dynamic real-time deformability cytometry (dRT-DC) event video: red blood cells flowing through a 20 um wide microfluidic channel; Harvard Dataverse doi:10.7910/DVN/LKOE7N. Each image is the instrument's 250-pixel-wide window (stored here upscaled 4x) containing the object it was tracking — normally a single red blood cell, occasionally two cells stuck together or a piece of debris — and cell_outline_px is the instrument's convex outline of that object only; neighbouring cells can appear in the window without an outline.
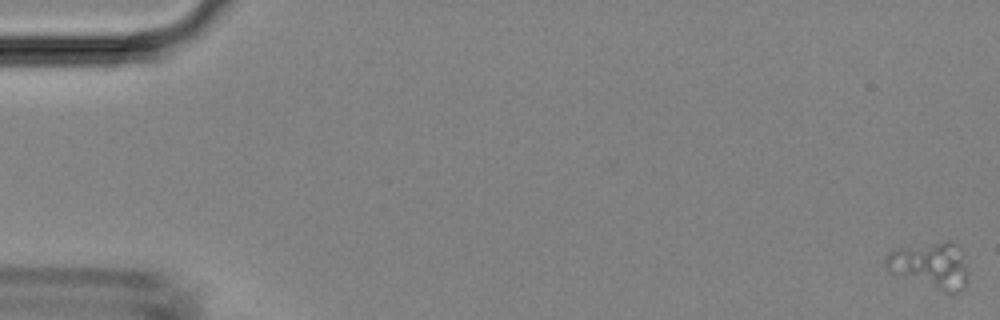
{"species": "Egyptian fruit bat (a non-hibernating species)", "species_latin": "Rousettus aegyptiacus", "temperature_condition": "room temperature", "stored_images_in_passage": 48, "camera_frame_rate_fps": 3000, "um_per_image_px": 0.085, "animal": {"sex": "female"}, "frame": {"image": 1, "passage_image": 1, "time_ms": 0.0, "image_size_px": [1000, 320], "cell_outline_px": [[968, 276], [964, 288], [956, 292], [944, 292], [888, 272], [884, 264], [884, 260], [888, 252], [900, 248], [944, 240], [956, 244], [960, 248], [968, 272]], "centroid_in_image_um": [79.08, 22.55], "position_along_channel_um": 5.9, "area_um2": 22.31}}
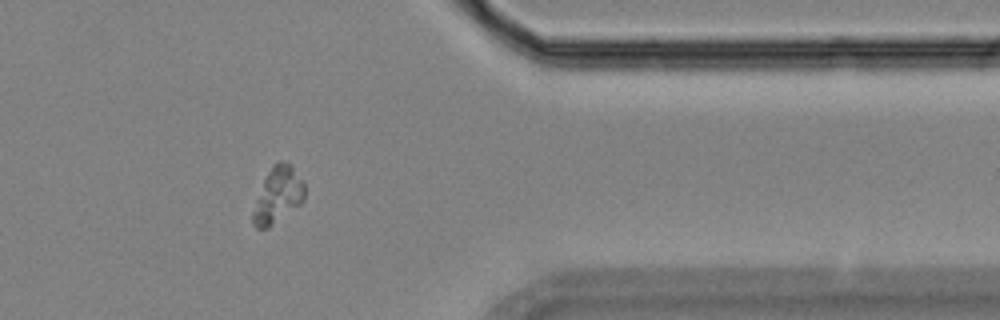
{"frame": {"image": 2, "passage_image": 40, "time_ms": 13.0, "image_size_px": [1000, 320], "cell_outline_px": [[304, 200], [300, 204], [268, 228], [256, 228], [252, 224], [252, 212], [256, 200], [264, 180], [272, 164], [280, 160], [284, 160], [292, 164], [304, 180]], "centroid_in_image_um": [23.63, 16.55], "position_along_channel_um": 387.8, "area_um2": 16.94}}
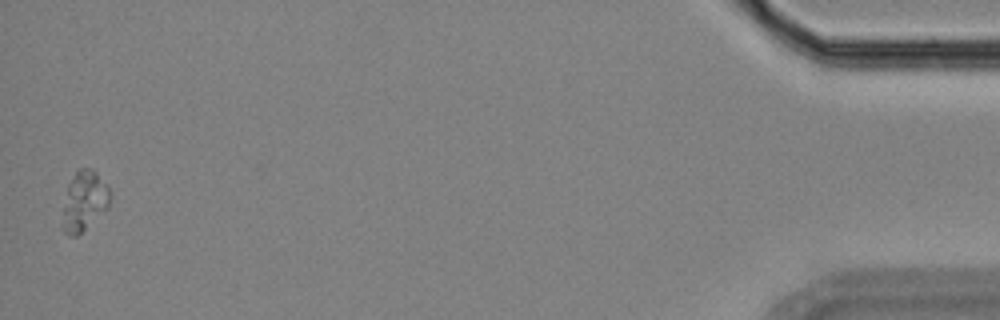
{"frame": {"image": 3, "passage_image": 48, "time_ms": 15.667, "image_size_px": [1000, 320], "cell_outline_px": [[112, 192], [108, 208], [76, 236], [68, 236], [60, 228], [60, 224], [68, 184], [76, 172], [80, 168], [92, 168], [96, 172]], "centroid_in_image_um": [7.14, 17.11], "position_along_channel_um": 428.1, "area_um2": 16.65}}